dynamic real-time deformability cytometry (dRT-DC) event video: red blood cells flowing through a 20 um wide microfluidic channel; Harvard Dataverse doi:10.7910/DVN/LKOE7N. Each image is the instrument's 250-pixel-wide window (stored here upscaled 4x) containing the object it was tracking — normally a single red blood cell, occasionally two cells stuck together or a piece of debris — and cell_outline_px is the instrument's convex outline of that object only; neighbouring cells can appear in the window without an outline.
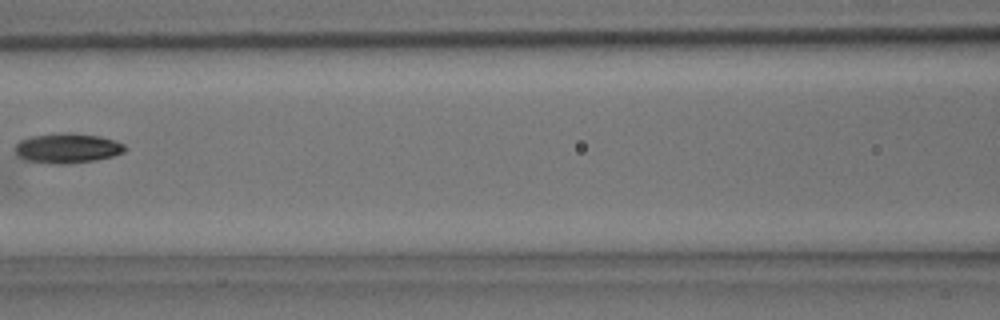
{"species": "common noctule bat (a hibernating species)", "species_latin": "Nyctalus noctula", "temperature_condition": "room temperature", "stored_images_in_passage": 12, "camera_frame_rate_fps": 3000, "um_per_image_px": 0.085, "animal": {"sex": "male", "body_mass_g": 15.6}, "frame": {"image": 1, "passage_image": 12, "time_ms": 3.667, "image_size_px": [1000, 320], "cell_outline_px": [[128, 148], [124, 152], [112, 156], [96, 160], [64, 164], [52, 164], [20, 160], [16, 156], [16, 144], [20, 140], [32, 136], [64, 132], [100, 136], [116, 140], [124, 144]], "centroid_in_image_um": [5.71, 12.6], "position_along_channel_um": 160.9, "area_um2": 19.36}}